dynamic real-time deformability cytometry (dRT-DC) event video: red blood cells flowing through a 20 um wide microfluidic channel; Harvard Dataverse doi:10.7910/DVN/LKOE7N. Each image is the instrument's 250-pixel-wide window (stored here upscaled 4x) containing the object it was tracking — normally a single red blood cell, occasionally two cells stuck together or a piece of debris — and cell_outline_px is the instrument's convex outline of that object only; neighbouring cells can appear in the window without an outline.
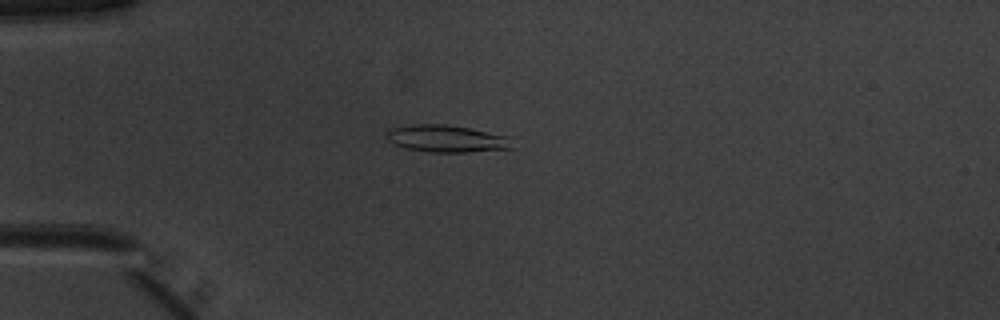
{"species": "common noctule bat (a hibernating species)", "species_latin": "Nyctalus noctula", "temperature_condition": "warm", "stored_images_in_passage": 38, "camera_frame_rate_fps": 3000, "um_per_image_px": 0.085, "animal": {"sex": "male", "body_mass_g": 20.1, "forearm_length_mm": 53.5}, "frame": {"image": 1, "passage_image": 1, "time_ms": 0.0, "image_size_px": [1000, 320], "cell_outline_px": [[512, 148], [468, 152], [428, 152], [404, 148], [392, 144], [388, 140], [384, 132], [392, 128], [412, 124], [444, 124], [468, 128], [508, 136]], "centroid_in_image_um": [37.87, 11.79], "position_along_channel_um": 47.1, "area_um2": 19.83}}
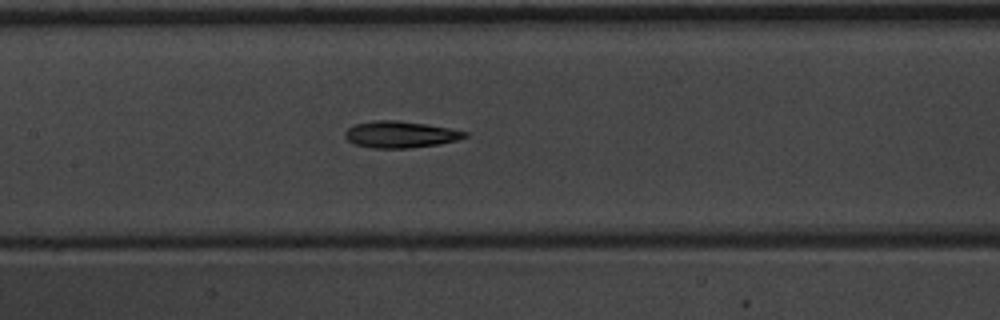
{"frame": {"image": 2, "passage_image": 12, "time_ms": 3.667, "image_size_px": [1000, 320], "cell_outline_px": [[468, 136], [456, 140], [436, 144], [408, 148], [372, 148], [356, 144], [348, 140], [344, 136], [344, 132], [348, 128], [356, 124], [376, 120], [396, 120], [428, 124], [468, 132]], "centroid_in_image_um": [34.01, 11.42], "position_along_channel_um": 173.4, "area_um2": 18.38}}
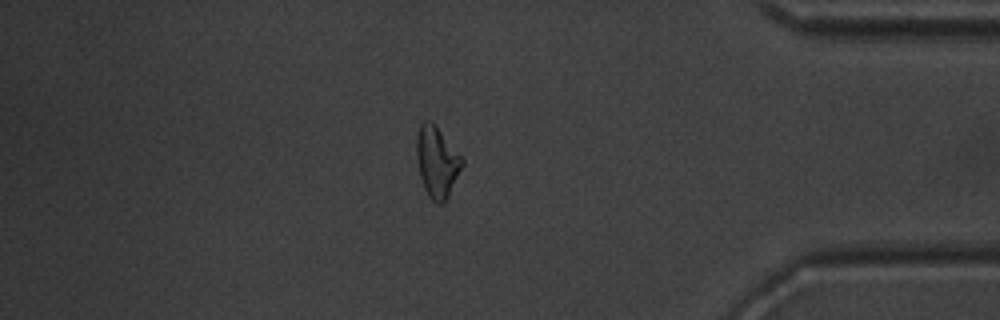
{"frame": {"image": 3, "passage_image": 31, "time_ms": 10.0, "image_size_px": [1000, 320], "cell_outline_px": [[464, 164], [444, 204], [436, 204], [428, 196], [424, 188], [420, 176], [416, 156], [416, 136], [420, 124], [424, 120], [428, 120], [440, 132], [464, 160]], "centroid_in_image_um": [37.12, 13.81], "position_along_channel_um": 398.1, "area_um2": 18.55}, "authors_computed_cell_mechanics": {"area_um2": 18.3804, "velocity_mm_per_s": 3.9982, "shape_relaxation_time_tau1_ms": 4.8687, "shape_relaxation_time_tau2_ms": 11.0756, "deformation_change_tau1": 0.1567, "deformation_change_tau2": 0.2484}}